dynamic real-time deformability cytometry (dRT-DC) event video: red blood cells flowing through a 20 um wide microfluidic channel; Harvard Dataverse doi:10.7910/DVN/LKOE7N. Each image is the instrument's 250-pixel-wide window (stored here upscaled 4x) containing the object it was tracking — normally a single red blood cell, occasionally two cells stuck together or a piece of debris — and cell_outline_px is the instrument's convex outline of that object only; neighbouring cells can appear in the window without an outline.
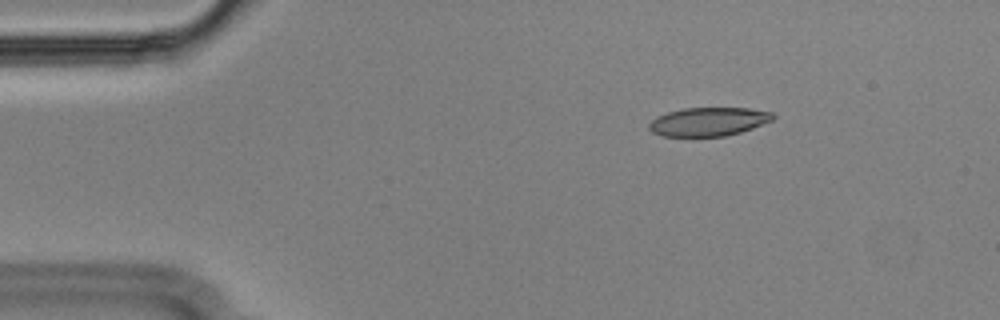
{"species": "Egyptian fruit bat (a non-hibernating species)", "species_latin": "Rousettus aegyptiacus", "temperature_condition": "cold", "stored_images_in_passage": 48, "camera_frame_rate_fps": 3000, "um_per_image_px": 0.085, "animal": {"sex": "male"}, "frame": {"image": 1, "passage_image": 1, "time_ms": 0.0, "image_size_px": [1000, 320], "cell_outline_px": [[776, 116], [772, 120], [752, 128], [740, 132], [724, 136], [660, 136], [652, 132], [648, 128], [648, 124], [656, 116], [668, 112], [684, 108], [748, 108], [772, 112]], "centroid_in_image_um": [60.2, 10.34], "position_along_channel_um": 24.8, "area_um2": 20.63}}
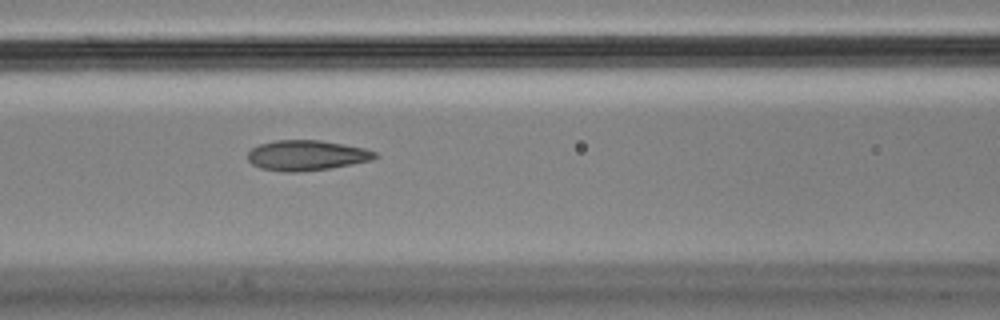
{"frame": {"image": 2, "passage_image": 16, "time_ms": 5.0, "image_size_px": [1000, 320], "cell_outline_px": [[380, 156], [372, 160], [352, 164], [328, 168], [300, 172], [280, 172], [260, 168], [252, 164], [248, 160], [248, 152], [252, 148], [260, 144], [276, 140], [320, 140], [364, 148], [376, 152]], "centroid_in_image_um": [26.05, 13.21], "position_along_channel_um": 140.5, "area_um2": 22.48}}
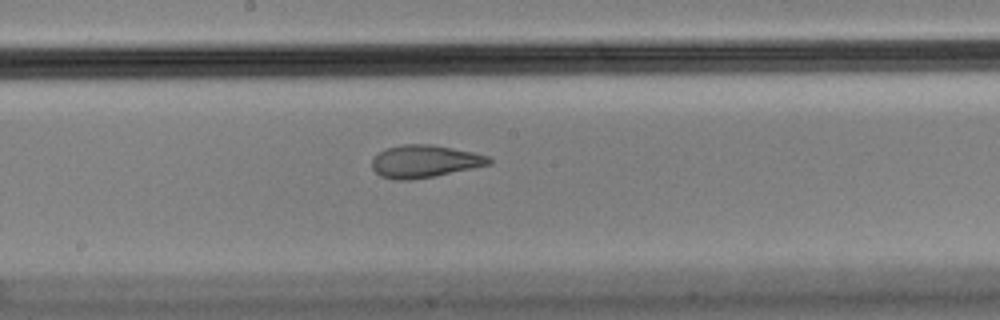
{"frame": {"image": 3, "passage_image": 22, "time_ms": 7.0, "image_size_px": [1000, 320], "cell_outline_px": [[492, 164], [436, 176], [412, 180], [392, 180], [380, 176], [372, 168], [372, 160], [380, 152], [388, 148], [404, 144], [428, 144], [452, 148], [472, 152], [488, 156], [492, 160]], "centroid_in_image_um": [36.1, 13.73], "position_along_channel_um": 212.1, "area_um2": 22.14}, "authors_computed_cell_mechanics": {"area_um2": 22.9177, "velocity_mm_per_s": 3.583, "shape_relaxation_time_tau1_ms": null, "shape_relaxation_time_tau2_ms": 1.5121, "deformation_change_tau1": null, "deformation_change_tau2": 0.0791}}